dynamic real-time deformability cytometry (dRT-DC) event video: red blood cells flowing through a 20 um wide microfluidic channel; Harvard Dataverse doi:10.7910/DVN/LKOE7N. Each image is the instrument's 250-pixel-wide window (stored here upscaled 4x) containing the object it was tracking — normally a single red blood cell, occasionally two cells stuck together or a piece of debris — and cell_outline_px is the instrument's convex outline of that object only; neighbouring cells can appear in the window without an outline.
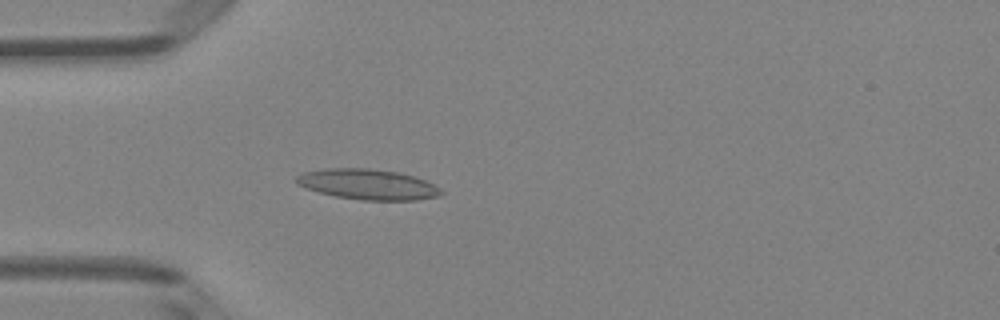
{"species": "Egyptian fruit bat (a non-hibernating species)", "species_latin": "Rousettus aegyptiacus", "temperature_condition": "room temperature", "stored_images_in_passage": 49, "camera_frame_rate_fps": 3000, "um_per_image_px": 0.085, "animal": {"sex": "female"}, "frame": {"image": 1, "passage_image": 14, "time_ms": 4.333, "image_size_px": [1000, 320], "cell_outline_px": [[444, 192], [436, 196], [416, 200], [360, 200], [336, 196], [320, 192], [296, 184], [296, 176], [304, 172], [324, 168], [368, 168], [400, 172], [424, 180], [440, 188]], "centroid_in_image_um": [31.25, 15.66], "position_along_channel_um": 53.8, "area_um2": 25.49}}
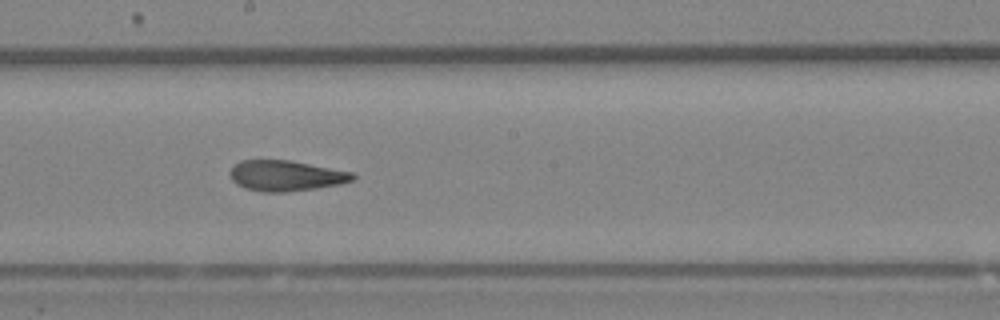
{"frame": {"image": 2, "passage_image": 27, "time_ms": 8.667, "image_size_px": [1000, 320], "cell_outline_px": [[356, 176], [352, 180], [340, 184], [316, 188], [288, 192], [264, 192], [244, 188], [236, 184], [232, 180], [228, 172], [240, 160], [288, 160], [352, 172]], "centroid_in_image_um": [24.26, 14.94], "position_along_channel_um": 223.9, "area_um2": 21.79}}
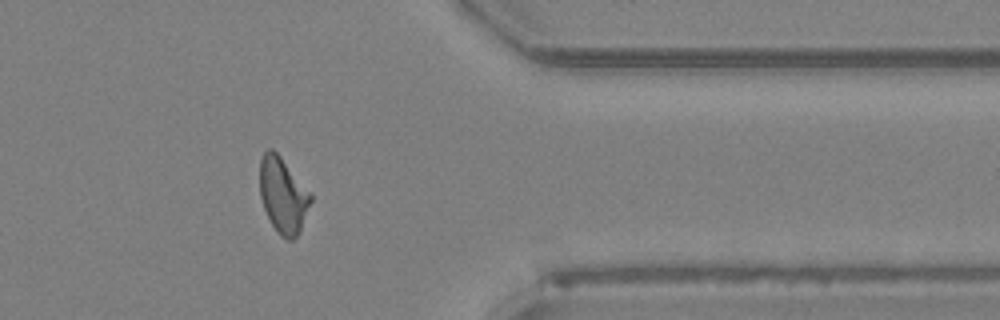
{"frame": {"image": 3, "passage_image": 40, "time_ms": 13.0, "image_size_px": [1000, 320], "cell_outline_px": [[312, 200], [300, 228], [296, 236], [292, 240], [288, 240], [280, 236], [272, 224], [264, 208], [260, 196], [260, 160], [264, 152], [268, 148], [272, 148], [280, 156], [312, 192]], "centroid_in_image_um": [24.06, 16.57], "position_along_channel_um": 387.3, "area_um2": 22.31}, "authors_computed_cell_mechanics": {"area_um2": 22.3686, "velocity_mm_per_s": 4.111, "shape_relaxation_time_tau1_ms": null, "shape_relaxation_time_tau2_ms": 3.1063, "deformation_change_tau1": null, "deformation_change_tau2": 0.0927}}